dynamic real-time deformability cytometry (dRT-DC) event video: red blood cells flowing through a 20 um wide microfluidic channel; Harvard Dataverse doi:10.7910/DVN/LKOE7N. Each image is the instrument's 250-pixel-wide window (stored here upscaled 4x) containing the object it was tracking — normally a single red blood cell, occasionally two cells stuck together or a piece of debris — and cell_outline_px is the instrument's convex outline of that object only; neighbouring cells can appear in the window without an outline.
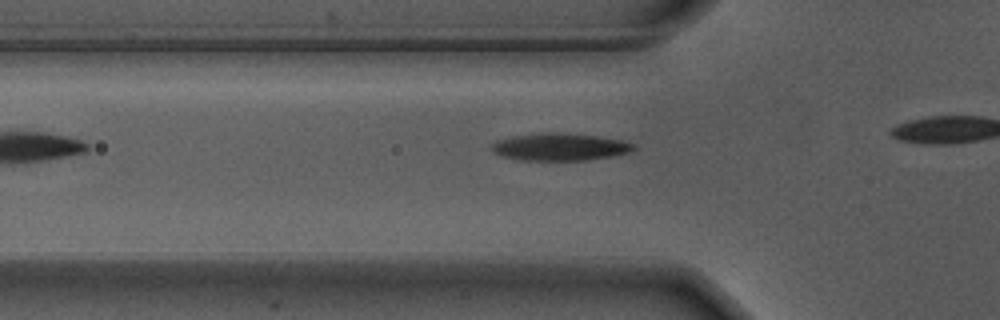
{"species": "Egyptian fruit bat (a non-hibernating species)", "species_latin": "Rousettus aegyptiacus", "temperature_condition": "warm", "stored_images_in_passage": 9, "camera_frame_rate_fps": 3000, "um_per_image_px": 0.085, "animal": {"sex": "male"}, "frame": {"image": 1, "passage_image": 4, "time_ms": 1.0, "image_size_px": [1000, 320], "cell_outline_px": [[636, 148], [628, 152], [612, 156], [588, 160], [520, 160], [500, 156], [492, 152], [492, 144], [496, 140], [512, 136], [544, 132], [552, 132], [596, 136], [620, 140], [636, 144]], "centroid_in_image_um": [47.55, 12.49], "position_along_channel_um": 78.2, "area_um2": 22.6}}
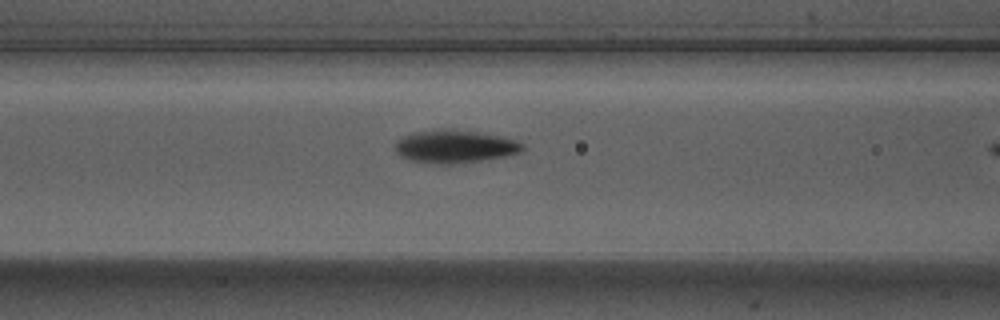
{"frame": {"image": 2, "passage_image": 8, "time_ms": 2.333, "image_size_px": [1000, 320], "cell_outline_px": [[528, 148], [520, 152], [504, 156], [480, 160], [452, 164], [448, 164], [408, 160], [400, 156], [396, 152], [396, 140], [404, 136], [416, 132], [436, 128], [452, 128], [480, 132], [500, 136], [516, 140], [524, 144]], "centroid_in_image_um": [38.68, 12.42], "position_along_channel_um": 127.9, "area_um2": 24.57}}